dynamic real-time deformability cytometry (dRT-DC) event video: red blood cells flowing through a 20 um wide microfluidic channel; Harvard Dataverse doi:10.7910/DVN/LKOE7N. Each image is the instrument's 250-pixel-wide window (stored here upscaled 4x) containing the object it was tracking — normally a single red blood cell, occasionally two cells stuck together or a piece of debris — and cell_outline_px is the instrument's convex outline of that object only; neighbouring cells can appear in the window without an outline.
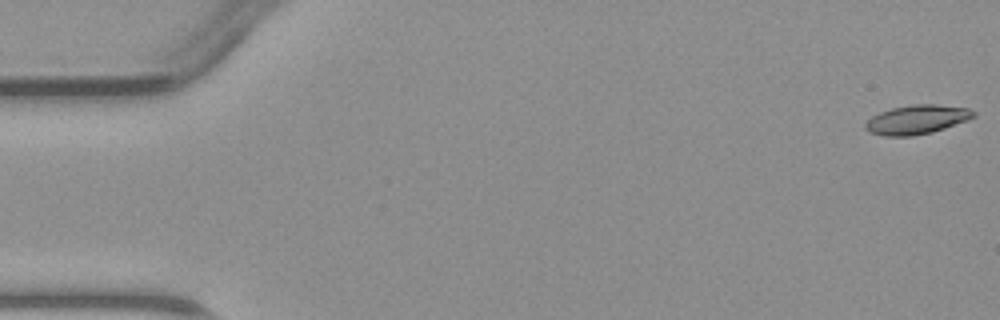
{"species": "common noctule bat (a hibernating species)", "species_latin": "Nyctalus noctula", "temperature_condition": "warm", "stored_images_in_passage": 4, "segment_of_instrument_passage": [1, 2], "camera_frame_rate_fps": 3000, "um_per_image_px": 0.085, "animal": {"sex": "male", "body_mass_g": 23.1, "forearm_length_mm": 52.7}, "frame": {"image": 1, "passage_image": 1, "time_ms": 0.0, "image_size_px": [1000, 320], "cell_outline_px": [[976, 116], [968, 120], [932, 132], [912, 136], [884, 136], [868, 132], [864, 128], [864, 124], [872, 116], [880, 112], [892, 108], [912, 104], [936, 104], [968, 108], [976, 112]], "centroid_in_image_um": [77.92, 10.16], "position_along_channel_um": 7.1, "area_um2": 18.44}}